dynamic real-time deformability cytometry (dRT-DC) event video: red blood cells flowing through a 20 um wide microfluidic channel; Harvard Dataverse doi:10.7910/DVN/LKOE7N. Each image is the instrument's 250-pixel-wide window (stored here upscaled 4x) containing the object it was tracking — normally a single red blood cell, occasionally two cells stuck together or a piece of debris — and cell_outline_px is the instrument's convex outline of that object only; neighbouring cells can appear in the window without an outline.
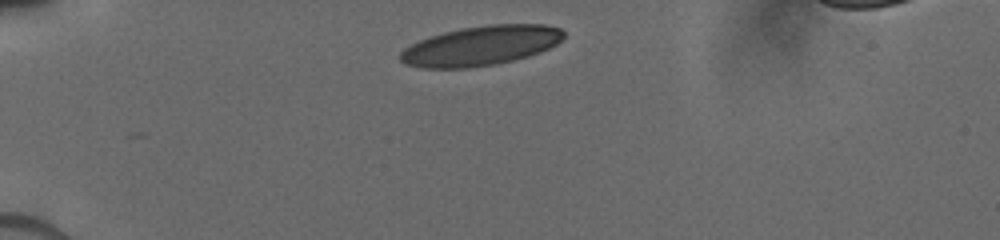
{"species": "human", "species_latin": "Homo sapiens", "temperature_condition": "cold", "stored_images_in_passage": 9, "camera_frame_rate_fps": 3000, "um_per_image_px": 0.085, "donor": {"sex": "male"}, "frame": {"image": 1, "passage_image": 1, "time_ms": 0.0, "image_size_px": [1000, 240], "cell_outline_px": [[564, 36], [556, 44], [540, 52], [528, 56], [496, 64], [468, 68], [424, 68], [404, 64], [400, 60], [400, 52], [404, 48], [420, 40], [444, 32], [460, 28], [488, 24], [544, 24], [560, 28], [564, 32]], "centroid_in_image_um": [40.87, 3.88], "position_along_channel_um": 44.1, "area_um2": 37.63}}
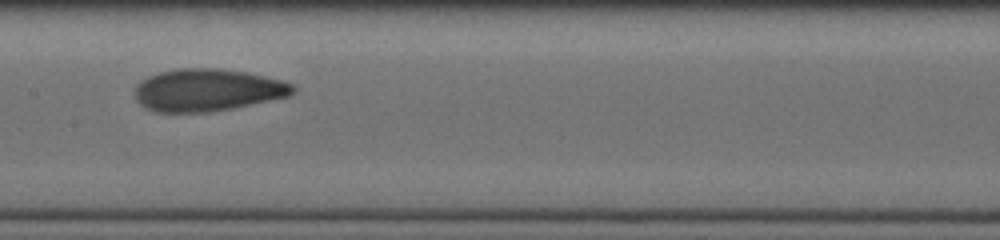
{"frame": {"image": 2, "passage_image": 6, "time_ms": 4.667, "image_size_px": [1000, 240], "cell_outline_px": [[296, 92], [288, 96], [232, 108], [208, 112], [152, 112], [144, 108], [136, 100], [136, 84], [140, 80], [148, 76], [160, 72], [180, 68], [220, 68], [248, 72], [284, 80], [296, 84]], "centroid_in_image_um": [17.65, 7.64], "position_along_channel_um": 189.7, "area_um2": 39.36}}
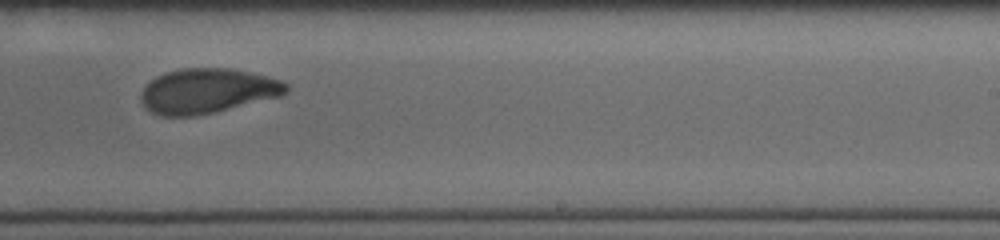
{"frame": {"image": 3, "passage_image": 8, "time_ms": 6.667, "image_size_px": [1000, 240], "cell_outline_px": [[288, 88], [280, 96], [212, 112], [192, 116], [160, 116], [152, 112], [140, 100], [140, 92], [156, 76], [164, 72], [180, 68], [228, 68], [248, 72], [284, 80], [288, 84]], "centroid_in_image_um": [17.6, 7.71], "position_along_channel_um": 271.4, "area_um2": 37.57}}